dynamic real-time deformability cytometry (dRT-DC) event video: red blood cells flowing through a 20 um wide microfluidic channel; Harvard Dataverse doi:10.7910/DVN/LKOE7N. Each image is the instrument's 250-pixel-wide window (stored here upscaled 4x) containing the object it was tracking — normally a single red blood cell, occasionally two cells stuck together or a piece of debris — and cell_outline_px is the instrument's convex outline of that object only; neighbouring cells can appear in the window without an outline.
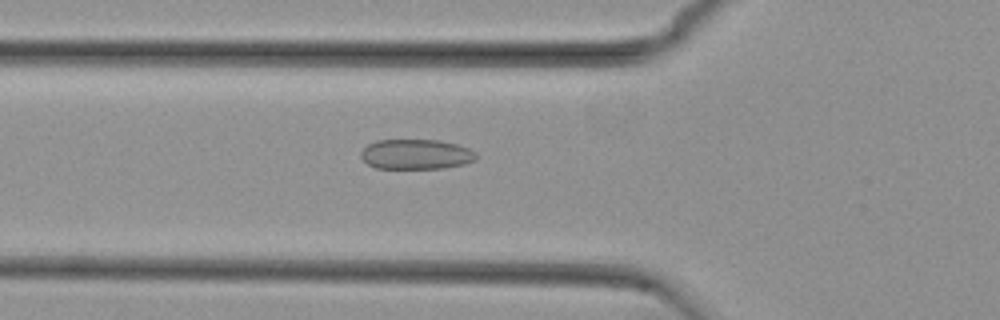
{"species": "common noctule bat (a hibernating species)", "species_latin": "Nyctalus noctula", "temperature_condition": "cold", "stored_images_in_passage": 54, "camera_frame_rate_fps": 3000, "um_per_image_px": 0.085, "animal": {"sex": "female", "body_mass_g": 29.2, "forearm_length_mm": 56.3}, "frame": {"image": 1, "passage_image": 19, "time_ms": 6.0, "image_size_px": [1000, 320], "cell_outline_px": [[476, 160], [464, 164], [444, 168], [376, 168], [368, 164], [360, 156], [360, 152], [368, 144], [376, 140], [440, 140], [456, 144], [468, 148], [476, 152]], "centroid_in_image_um": [35.36, 13.11], "position_along_channel_um": 90.4, "area_um2": 20.17}}
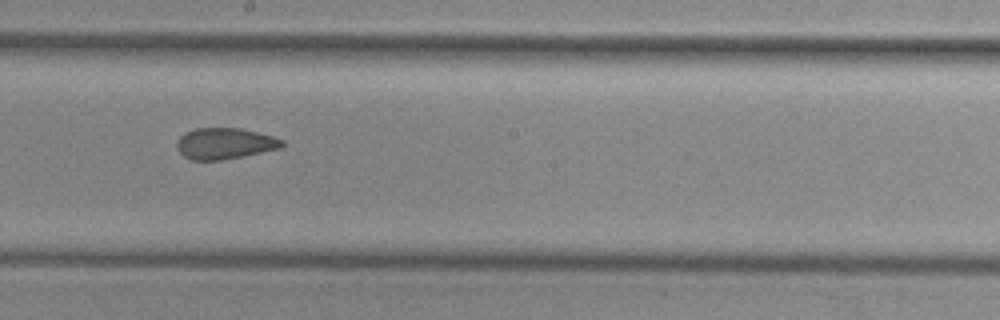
{"frame": {"image": 2, "passage_image": 30, "time_ms": 9.667, "image_size_px": [1000, 320], "cell_outline_px": [[284, 144], [280, 148], [220, 160], [192, 160], [184, 156], [176, 148], [176, 140], [184, 132], [196, 128], [240, 128], [272, 136], [284, 140]], "centroid_in_image_um": [19.05, 12.19], "position_along_channel_um": 229.1, "area_um2": 18.96}}
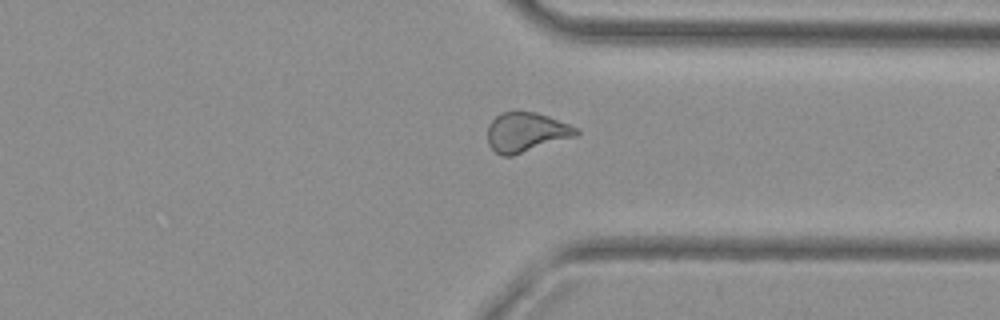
{"frame": {"image": 3, "passage_image": 41, "time_ms": 13.333, "image_size_px": [1000, 320], "cell_outline_px": [[580, 132], [576, 136], [512, 156], [500, 156], [488, 144], [488, 124], [500, 112], [536, 112], [548, 116], [568, 124], [576, 128]], "centroid_in_image_um": [44.7, 11.24], "position_along_channel_um": 366.7, "area_um2": 20.29}, "authors_computed_cell_mechanics": {"area_um2": 20.6924, "velocity_mm_per_s": 3.7667, "shape_relaxation_time_tau1_ms": null, "shape_relaxation_time_tau2_ms": 1.9087, "deformation_change_tau1": null, "deformation_change_tau2": 0.0763}}